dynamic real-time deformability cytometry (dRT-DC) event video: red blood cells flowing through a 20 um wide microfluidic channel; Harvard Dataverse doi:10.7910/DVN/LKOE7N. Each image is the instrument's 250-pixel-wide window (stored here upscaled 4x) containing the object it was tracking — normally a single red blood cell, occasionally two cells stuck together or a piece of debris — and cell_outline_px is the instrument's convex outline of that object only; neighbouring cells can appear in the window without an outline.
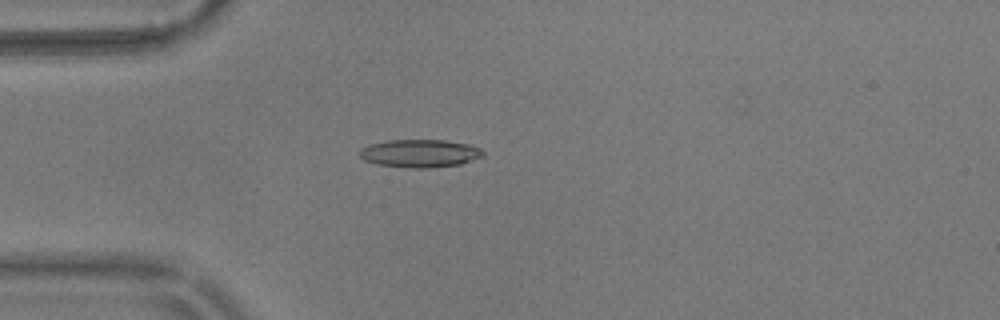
{"species": "common noctule bat (a hibernating species)", "species_latin": "Nyctalus noctula", "temperature_condition": "warm", "stored_images_in_passage": 53, "camera_frame_rate_fps": 3000, "um_per_image_px": 0.085, "animal": {"sex": "male", "body_mass_g": 17.9}, "frame": {"image": 1, "passage_image": 13, "time_ms": 4.0, "image_size_px": [1000, 320], "cell_outline_px": [[484, 156], [460, 164], [428, 168], [412, 168], [376, 164], [364, 160], [360, 156], [360, 148], [368, 144], [388, 140], [444, 140], [472, 144], [480, 148], [484, 152]], "centroid_in_image_um": [35.7, 13.03], "position_along_channel_um": 49.3, "area_um2": 20.23}}
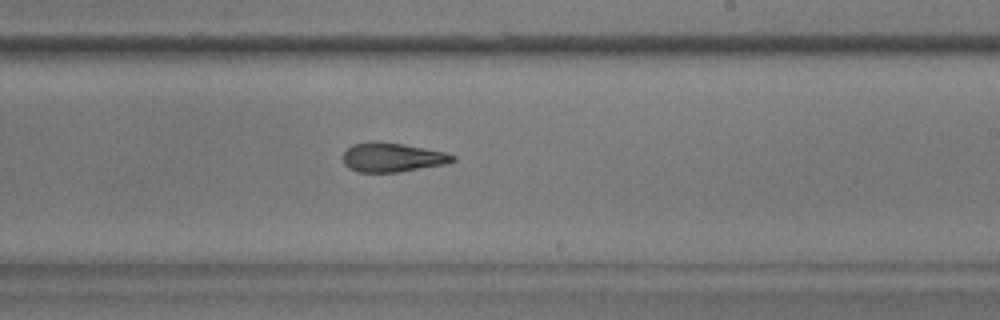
{"frame": {"image": 2, "passage_image": 31, "time_ms": 10.0, "image_size_px": [1000, 320], "cell_outline_px": [[456, 160], [444, 164], [400, 172], [356, 172], [348, 168], [344, 164], [344, 152], [352, 144], [372, 140], [376, 140], [404, 144], [444, 152], [456, 156]], "centroid_in_image_um": [33.31, 13.36], "position_along_channel_um": 255.7, "area_um2": 18.79}}
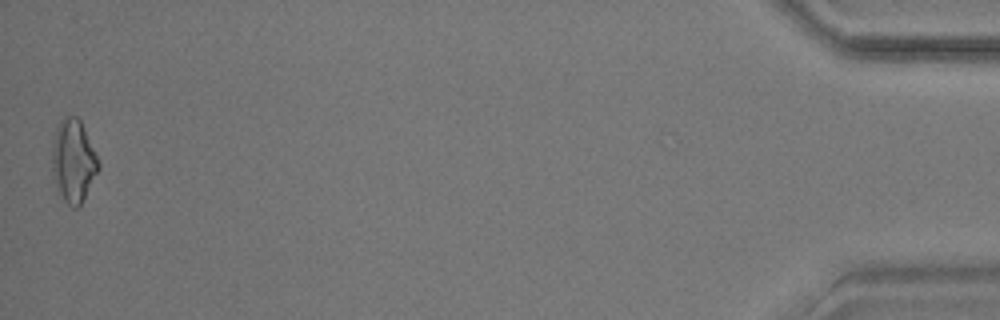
{"frame": {"image": 3, "passage_image": 53, "time_ms": 17.333, "image_size_px": [1000, 320], "cell_outline_px": [[100, 168], [80, 204], [76, 208], [72, 208], [64, 200], [56, 188], [52, 176], [52, 140], [56, 128], [60, 120], [64, 116], [76, 116], [80, 120], [100, 160]], "centroid_in_image_um": [6.22, 13.66], "position_along_channel_um": 429.0, "area_um2": 22.54}, "authors_computed_cell_mechanics": {"area_um2": 19.3052, "velocity_mm_per_s": 3.621, "shape_relaxation_time_tau1_ms": 8.9365, "shape_relaxation_time_tau2_ms": 4.4006, "deformation_change_tau1": 0.1951, "deformation_change_tau2": 0.1499}}